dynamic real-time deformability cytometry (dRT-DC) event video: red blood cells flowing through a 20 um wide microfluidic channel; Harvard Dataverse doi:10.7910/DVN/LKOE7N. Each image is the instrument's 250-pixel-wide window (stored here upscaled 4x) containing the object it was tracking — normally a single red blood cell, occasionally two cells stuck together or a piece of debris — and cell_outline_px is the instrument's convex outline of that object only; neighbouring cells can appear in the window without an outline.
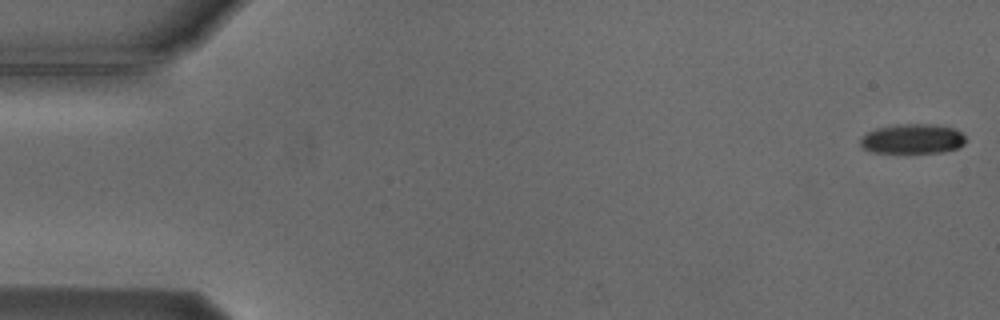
{"species": "Egyptian fruit bat (a non-hibernating species)", "species_latin": "Rousettus aegyptiacus", "temperature_condition": "cold", "stored_images_in_passage": 4, "camera_frame_rate_fps": 3000, "um_per_image_px": 0.085, "animal": {"sex": "male"}, "frame": {"image": 1, "passage_image": 1, "time_ms": 0.0, "image_size_px": [1000, 320], "cell_outline_px": [[964, 144], [956, 148], [944, 152], [872, 152], [864, 148], [860, 144], [860, 136], [876, 128], [912, 124], [928, 124], [952, 128], [960, 132], [964, 136]], "centroid_in_image_um": [77.54, 11.81], "position_along_channel_um": 7.5, "area_um2": 17.8}}